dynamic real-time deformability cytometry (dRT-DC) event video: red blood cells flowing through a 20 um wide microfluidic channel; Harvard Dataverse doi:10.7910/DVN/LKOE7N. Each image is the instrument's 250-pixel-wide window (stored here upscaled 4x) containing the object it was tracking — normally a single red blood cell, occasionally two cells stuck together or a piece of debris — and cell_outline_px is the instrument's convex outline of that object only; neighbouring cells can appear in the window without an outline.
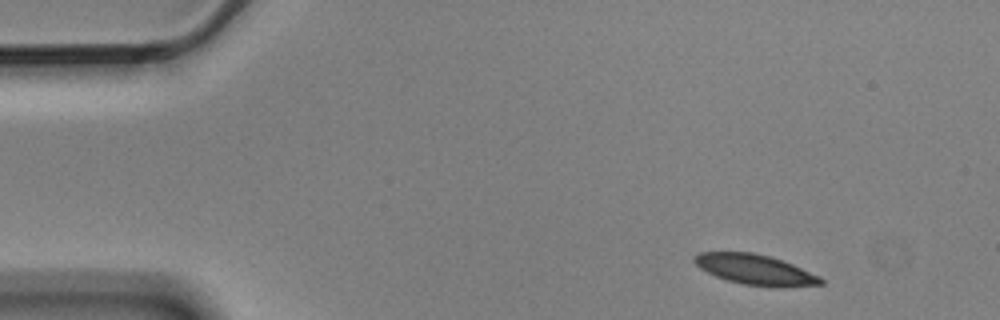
{"species": "Egyptian fruit bat (a non-hibernating species)", "species_latin": "Rousettus aegyptiacus", "temperature_condition": "cold", "stored_images_in_passage": 4, "camera_frame_rate_fps": 3000, "um_per_image_px": 0.085, "animal": {"sex": "male"}, "frame": {"image": 1, "passage_image": 1, "time_ms": 0.0, "image_size_px": [1000, 320], "cell_outline_px": [[824, 284], [784, 288], [776, 288], [744, 284], [728, 280], [716, 276], [700, 268], [692, 260], [692, 256], [700, 252], [752, 252], [768, 256], [792, 264], [820, 276], [824, 280]], "centroid_in_image_um": [64.21, 22.93], "position_along_channel_um": 20.8, "area_um2": 22.37}}